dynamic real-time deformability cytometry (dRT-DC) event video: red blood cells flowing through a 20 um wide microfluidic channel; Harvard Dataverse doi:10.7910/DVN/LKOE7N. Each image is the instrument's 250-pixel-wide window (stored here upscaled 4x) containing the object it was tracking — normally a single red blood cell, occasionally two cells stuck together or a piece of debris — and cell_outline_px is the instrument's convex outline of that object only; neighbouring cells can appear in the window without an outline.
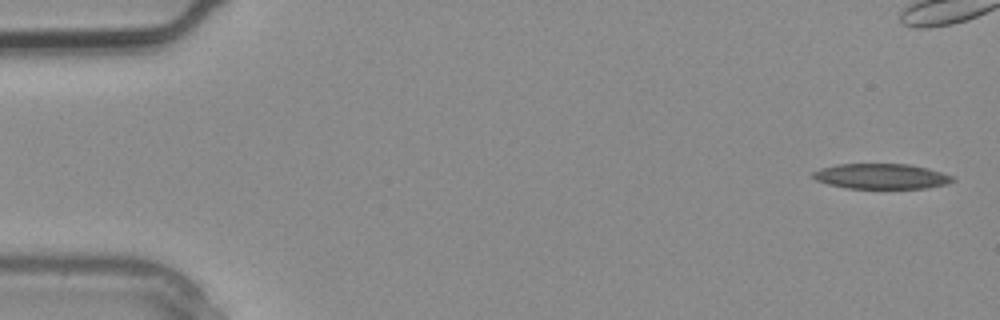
{"species": "common noctule bat (a hibernating species)", "species_latin": "Nyctalus noctula", "temperature_condition": "warm", "stored_images_in_passage": 4, "camera_frame_rate_fps": 3000, "um_per_image_px": 0.085, "animal": {"sex": "male", "body_mass_g": 20.4}, "frame": {"image": 1, "passage_image": 1, "time_ms": 0.0, "image_size_px": [1000, 320], "cell_outline_px": [[956, 180], [948, 184], [928, 188], [848, 188], [828, 184], [816, 180], [812, 176], [812, 172], [820, 168], [836, 164], [908, 164], [928, 168], [952, 176]], "centroid_in_image_um": [74.91, 14.98], "position_along_channel_um": 10.1, "area_um2": 20.58}}